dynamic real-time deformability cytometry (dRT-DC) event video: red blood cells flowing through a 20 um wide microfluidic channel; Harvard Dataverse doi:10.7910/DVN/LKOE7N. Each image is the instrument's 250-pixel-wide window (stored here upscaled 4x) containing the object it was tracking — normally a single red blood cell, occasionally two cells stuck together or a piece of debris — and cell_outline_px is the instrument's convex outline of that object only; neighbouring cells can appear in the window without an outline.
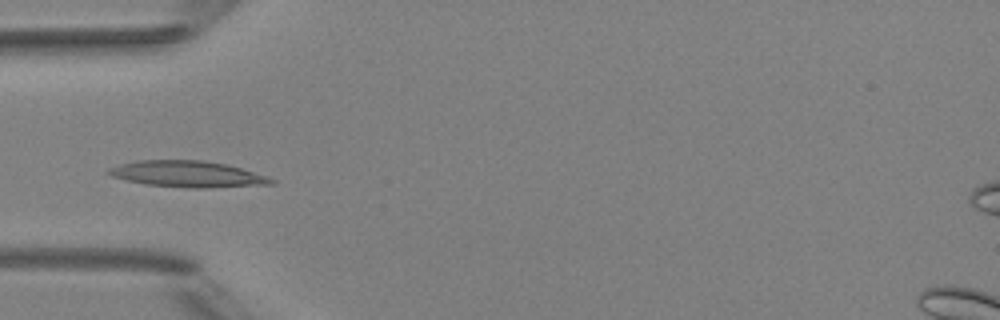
{"species": "Egyptian fruit bat (a non-hibernating species)", "species_latin": "Rousettus aegyptiacus", "temperature_condition": "room temperature", "stored_images_in_passage": 4, "camera_frame_rate_fps": 3000, "um_per_image_px": 0.085, "animal": {"sex": "female"}, "frame": {"image": 1, "passage_image": 4, "time_ms": 4.333, "image_size_px": [1000, 320], "cell_outline_px": [[276, 184], [204, 188], [192, 188], [144, 184], [112, 176], [108, 172], [108, 168], [120, 164], [136, 160], [200, 160], [224, 164], [240, 168], [276, 180]], "centroid_in_image_um": [15.93, 14.8], "position_along_channel_um": 69.1, "area_um2": 24.57}}